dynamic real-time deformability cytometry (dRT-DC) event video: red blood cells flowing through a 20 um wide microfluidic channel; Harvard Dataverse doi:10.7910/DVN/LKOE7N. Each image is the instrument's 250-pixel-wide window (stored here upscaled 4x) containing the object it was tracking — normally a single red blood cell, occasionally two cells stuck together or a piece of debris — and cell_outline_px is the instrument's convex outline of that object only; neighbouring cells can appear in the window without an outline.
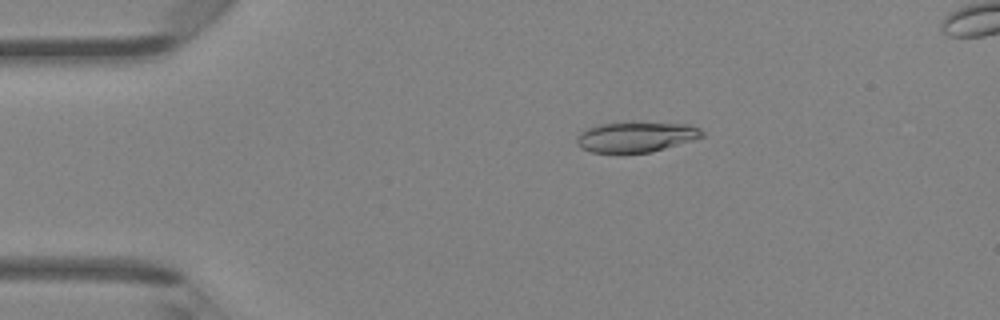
{"species": "Egyptian fruit bat (a non-hibernating species)", "species_latin": "Rousettus aegyptiacus", "temperature_condition": "room temperature", "stored_images_in_passage": 43, "camera_frame_rate_fps": 3000, "um_per_image_px": 0.085, "animal": {"sex": "female"}, "frame": {"image": 1, "passage_image": 9, "time_ms": 2.667, "image_size_px": [1000, 320], "cell_outline_px": [[704, 136], [692, 140], [652, 152], [592, 152], [580, 148], [576, 144], [576, 136], [580, 132], [588, 128], [600, 124], [692, 124], [700, 128], [704, 132]], "centroid_in_image_um": [54.05, 11.66], "position_along_channel_um": 31.0, "area_um2": 21.5}}
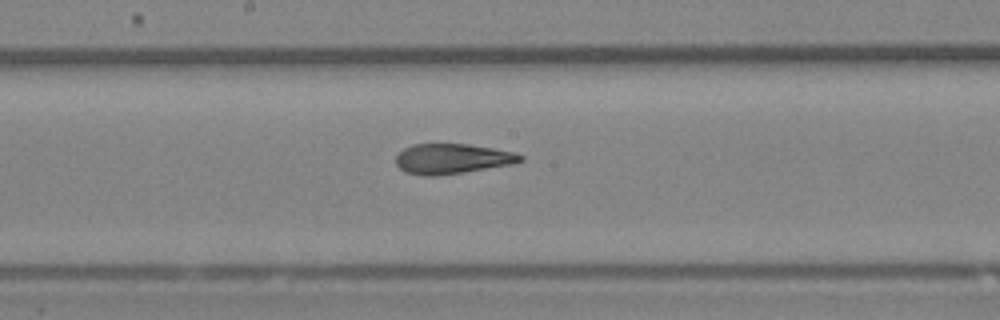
{"frame": {"image": 2, "passage_image": 25, "time_ms": 8.0, "image_size_px": [1000, 320], "cell_outline_px": [[524, 160], [512, 164], [436, 176], [424, 176], [404, 172], [396, 164], [396, 156], [404, 148], [412, 144], [468, 144], [492, 148], [512, 152], [524, 156]], "centroid_in_image_um": [38.4, 13.49], "position_along_channel_um": 209.8, "area_um2": 21.68}}
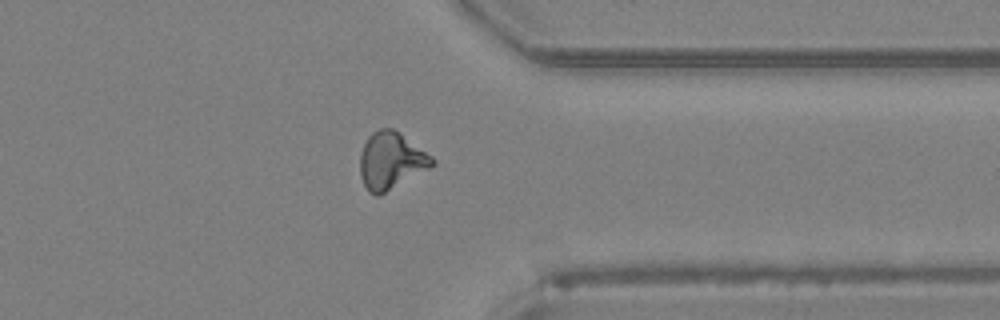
{"frame": {"image": 3, "passage_image": 37, "time_ms": 12.0, "image_size_px": [1000, 320], "cell_outline_px": [[436, 164], [380, 196], [376, 196], [368, 192], [360, 176], [360, 152], [368, 136], [372, 132], [380, 128], [392, 128], [400, 132], [432, 156], [436, 160]], "centroid_in_image_um": [33.23, 13.66], "position_along_channel_um": 378.2, "area_um2": 24.16}}